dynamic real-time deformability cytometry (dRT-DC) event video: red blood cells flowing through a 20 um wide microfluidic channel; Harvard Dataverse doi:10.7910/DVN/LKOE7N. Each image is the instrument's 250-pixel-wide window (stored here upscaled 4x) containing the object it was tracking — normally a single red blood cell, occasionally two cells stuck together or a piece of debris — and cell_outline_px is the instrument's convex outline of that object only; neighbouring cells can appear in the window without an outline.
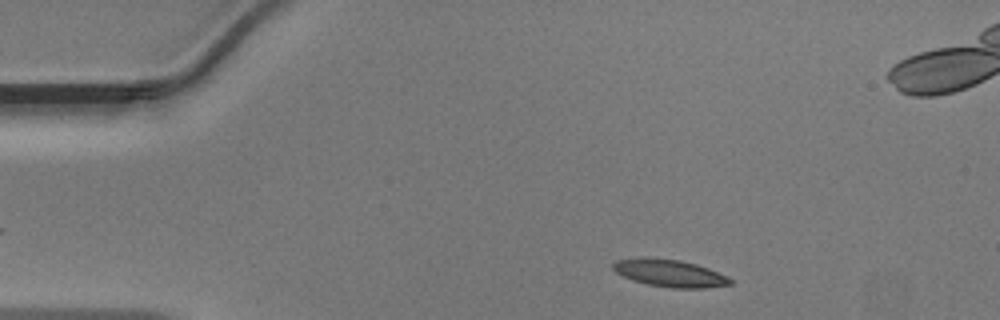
{"species": "Egyptian fruit bat (a non-hibernating species)", "species_latin": "Rousettus aegyptiacus", "temperature_condition": "warm", "stored_images_in_passage": 45, "camera_frame_rate_fps": 3000, "um_per_image_px": 0.085, "animal": {"sex": "male"}, "frame": {"image": 1, "passage_image": 4, "time_ms": 1.0, "image_size_px": [1000, 320], "cell_outline_px": [[732, 284], [704, 288], [672, 288], [648, 284], [632, 280], [616, 272], [612, 268], [612, 264], [616, 260], [636, 256], [648, 256], [680, 260], [696, 264], [708, 268], [728, 276], [732, 280]], "centroid_in_image_um": [56.89, 23.19], "position_along_channel_um": 28.1, "area_um2": 18.96}}
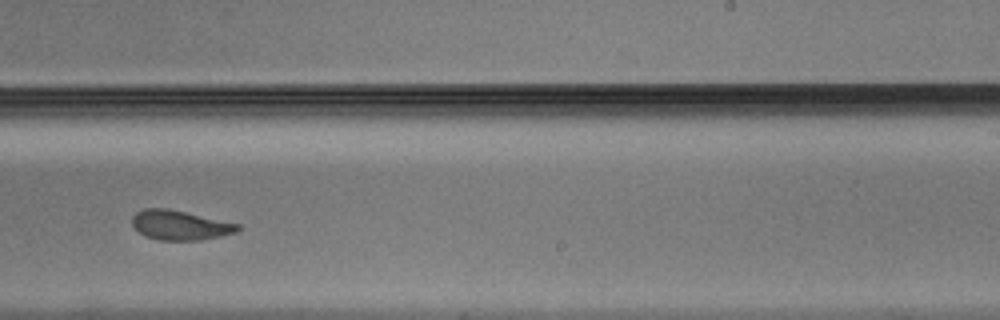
{"frame": {"image": 2, "passage_image": 26, "time_ms": 8.333, "image_size_px": [1000, 320], "cell_outline_px": [[240, 228], [236, 232], [220, 236], [200, 240], [160, 240], [144, 236], [132, 224], [132, 216], [136, 212], [144, 208], [168, 208], [240, 224]], "centroid_in_image_um": [15.29, 19.13], "position_along_channel_um": 273.7, "area_um2": 18.15}}
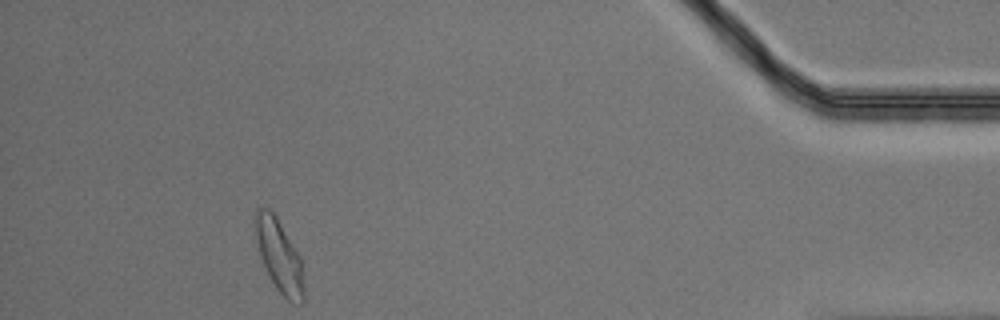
{"frame": {"image": 3, "passage_image": 40, "time_ms": 13.0, "image_size_px": [1000, 320], "cell_outline_px": [[304, 304], [300, 304], [288, 300], [276, 288], [260, 256], [256, 240], [256, 208], [272, 208], [300, 256], [304, 288]], "centroid_in_image_um": [23.76, 21.73], "position_along_channel_um": 411.4, "area_um2": 20.23}}